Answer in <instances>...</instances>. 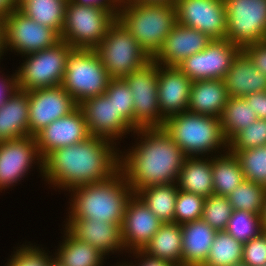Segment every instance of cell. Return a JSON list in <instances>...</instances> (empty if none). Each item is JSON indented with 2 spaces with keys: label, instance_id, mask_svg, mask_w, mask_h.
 Instances as JSON below:
<instances>
[{
  "label": "cell",
  "instance_id": "obj_43",
  "mask_svg": "<svg viewBox=\"0 0 266 266\" xmlns=\"http://www.w3.org/2000/svg\"><path fill=\"white\" fill-rule=\"evenodd\" d=\"M242 262L248 266L266 265V232L243 243Z\"/></svg>",
  "mask_w": 266,
  "mask_h": 266
},
{
  "label": "cell",
  "instance_id": "obj_18",
  "mask_svg": "<svg viewBox=\"0 0 266 266\" xmlns=\"http://www.w3.org/2000/svg\"><path fill=\"white\" fill-rule=\"evenodd\" d=\"M62 228L72 237L95 247L106 258L114 255L123 256L126 251L121 237V226L102 220L65 218ZM123 254V255H122Z\"/></svg>",
  "mask_w": 266,
  "mask_h": 266
},
{
  "label": "cell",
  "instance_id": "obj_3",
  "mask_svg": "<svg viewBox=\"0 0 266 266\" xmlns=\"http://www.w3.org/2000/svg\"><path fill=\"white\" fill-rule=\"evenodd\" d=\"M133 194L124 174L119 171L105 181L69 191L65 218L95 219L121 226L125 208Z\"/></svg>",
  "mask_w": 266,
  "mask_h": 266
},
{
  "label": "cell",
  "instance_id": "obj_44",
  "mask_svg": "<svg viewBox=\"0 0 266 266\" xmlns=\"http://www.w3.org/2000/svg\"><path fill=\"white\" fill-rule=\"evenodd\" d=\"M242 51L250 58L254 66L266 75V40L246 46Z\"/></svg>",
  "mask_w": 266,
  "mask_h": 266
},
{
  "label": "cell",
  "instance_id": "obj_13",
  "mask_svg": "<svg viewBox=\"0 0 266 266\" xmlns=\"http://www.w3.org/2000/svg\"><path fill=\"white\" fill-rule=\"evenodd\" d=\"M35 167L39 172V177L43 179V160L38 152L35 136L29 135L10 141L0 142L1 193L21 184L26 177L28 178V173L34 171L33 169Z\"/></svg>",
  "mask_w": 266,
  "mask_h": 266
},
{
  "label": "cell",
  "instance_id": "obj_42",
  "mask_svg": "<svg viewBox=\"0 0 266 266\" xmlns=\"http://www.w3.org/2000/svg\"><path fill=\"white\" fill-rule=\"evenodd\" d=\"M264 145H266V119H257L228 142V150H248Z\"/></svg>",
  "mask_w": 266,
  "mask_h": 266
},
{
  "label": "cell",
  "instance_id": "obj_56",
  "mask_svg": "<svg viewBox=\"0 0 266 266\" xmlns=\"http://www.w3.org/2000/svg\"><path fill=\"white\" fill-rule=\"evenodd\" d=\"M233 266H248V265L247 264H244L243 262H241V263L235 264Z\"/></svg>",
  "mask_w": 266,
  "mask_h": 266
},
{
  "label": "cell",
  "instance_id": "obj_36",
  "mask_svg": "<svg viewBox=\"0 0 266 266\" xmlns=\"http://www.w3.org/2000/svg\"><path fill=\"white\" fill-rule=\"evenodd\" d=\"M240 164L245 180L266 187V145L248 150H229Z\"/></svg>",
  "mask_w": 266,
  "mask_h": 266
},
{
  "label": "cell",
  "instance_id": "obj_15",
  "mask_svg": "<svg viewBox=\"0 0 266 266\" xmlns=\"http://www.w3.org/2000/svg\"><path fill=\"white\" fill-rule=\"evenodd\" d=\"M240 51L227 39H213L203 51L185 58L177 67L191 81L223 79Z\"/></svg>",
  "mask_w": 266,
  "mask_h": 266
},
{
  "label": "cell",
  "instance_id": "obj_14",
  "mask_svg": "<svg viewBox=\"0 0 266 266\" xmlns=\"http://www.w3.org/2000/svg\"><path fill=\"white\" fill-rule=\"evenodd\" d=\"M78 107L82 111L91 136L110 140L119 146L120 143H124V138L127 139V136H131L135 131L116 111L112 98L106 93L88 98L78 104Z\"/></svg>",
  "mask_w": 266,
  "mask_h": 266
},
{
  "label": "cell",
  "instance_id": "obj_31",
  "mask_svg": "<svg viewBox=\"0 0 266 266\" xmlns=\"http://www.w3.org/2000/svg\"><path fill=\"white\" fill-rule=\"evenodd\" d=\"M67 0H19L18 9L32 20L62 33Z\"/></svg>",
  "mask_w": 266,
  "mask_h": 266
},
{
  "label": "cell",
  "instance_id": "obj_48",
  "mask_svg": "<svg viewBox=\"0 0 266 266\" xmlns=\"http://www.w3.org/2000/svg\"><path fill=\"white\" fill-rule=\"evenodd\" d=\"M70 1L78 5L99 7L101 9L111 11L116 17L119 11V5L114 0H70Z\"/></svg>",
  "mask_w": 266,
  "mask_h": 266
},
{
  "label": "cell",
  "instance_id": "obj_47",
  "mask_svg": "<svg viewBox=\"0 0 266 266\" xmlns=\"http://www.w3.org/2000/svg\"><path fill=\"white\" fill-rule=\"evenodd\" d=\"M0 69L2 70L3 67L1 66ZM1 70H0V106L5 102L7 97L16 88L15 72H12V74L9 73L5 74V72Z\"/></svg>",
  "mask_w": 266,
  "mask_h": 266
},
{
  "label": "cell",
  "instance_id": "obj_23",
  "mask_svg": "<svg viewBox=\"0 0 266 266\" xmlns=\"http://www.w3.org/2000/svg\"><path fill=\"white\" fill-rule=\"evenodd\" d=\"M229 97H246L258 91H266V75L259 71L241 50L232 61L223 78Z\"/></svg>",
  "mask_w": 266,
  "mask_h": 266
},
{
  "label": "cell",
  "instance_id": "obj_7",
  "mask_svg": "<svg viewBox=\"0 0 266 266\" xmlns=\"http://www.w3.org/2000/svg\"><path fill=\"white\" fill-rule=\"evenodd\" d=\"M109 81L107 70L94 49L71 50L61 86L77 105L88 98L104 94Z\"/></svg>",
  "mask_w": 266,
  "mask_h": 266
},
{
  "label": "cell",
  "instance_id": "obj_9",
  "mask_svg": "<svg viewBox=\"0 0 266 266\" xmlns=\"http://www.w3.org/2000/svg\"><path fill=\"white\" fill-rule=\"evenodd\" d=\"M116 20L111 11L67 0L60 40L73 48L95 49Z\"/></svg>",
  "mask_w": 266,
  "mask_h": 266
},
{
  "label": "cell",
  "instance_id": "obj_12",
  "mask_svg": "<svg viewBox=\"0 0 266 266\" xmlns=\"http://www.w3.org/2000/svg\"><path fill=\"white\" fill-rule=\"evenodd\" d=\"M3 21L7 54L12 52L21 57L53 47L60 41V35L55 30L32 20L18 8L9 12Z\"/></svg>",
  "mask_w": 266,
  "mask_h": 266
},
{
  "label": "cell",
  "instance_id": "obj_46",
  "mask_svg": "<svg viewBox=\"0 0 266 266\" xmlns=\"http://www.w3.org/2000/svg\"><path fill=\"white\" fill-rule=\"evenodd\" d=\"M255 111L258 119H266V91H258L244 97Z\"/></svg>",
  "mask_w": 266,
  "mask_h": 266
},
{
  "label": "cell",
  "instance_id": "obj_11",
  "mask_svg": "<svg viewBox=\"0 0 266 266\" xmlns=\"http://www.w3.org/2000/svg\"><path fill=\"white\" fill-rule=\"evenodd\" d=\"M123 79L134 98V129L162 127L165 118L158 104V64L152 59Z\"/></svg>",
  "mask_w": 266,
  "mask_h": 266
},
{
  "label": "cell",
  "instance_id": "obj_17",
  "mask_svg": "<svg viewBox=\"0 0 266 266\" xmlns=\"http://www.w3.org/2000/svg\"><path fill=\"white\" fill-rule=\"evenodd\" d=\"M29 95V135L35 136L54 120L71 113L78 105L61 86L35 89Z\"/></svg>",
  "mask_w": 266,
  "mask_h": 266
},
{
  "label": "cell",
  "instance_id": "obj_41",
  "mask_svg": "<svg viewBox=\"0 0 266 266\" xmlns=\"http://www.w3.org/2000/svg\"><path fill=\"white\" fill-rule=\"evenodd\" d=\"M205 197L178 190L174 210V223L183 224L202 218Z\"/></svg>",
  "mask_w": 266,
  "mask_h": 266
},
{
  "label": "cell",
  "instance_id": "obj_54",
  "mask_svg": "<svg viewBox=\"0 0 266 266\" xmlns=\"http://www.w3.org/2000/svg\"><path fill=\"white\" fill-rule=\"evenodd\" d=\"M48 266H64L54 256L49 260Z\"/></svg>",
  "mask_w": 266,
  "mask_h": 266
},
{
  "label": "cell",
  "instance_id": "obj_6",
  "mask_svg": "<svg viewBox=\"0 0 266 266\" xmlns=\"http://www.w3.org/2000/svg\"><path fill=\"white\" fill-rule=\"evenodd\" d=\"M72 49L68 43L60 40L53 47L21 56L23 62L13 70L16 88L29 92L61 85Z\"/></svg>",
  "mask_w": 266,
  "mask_h": 266
},
{
  "label": "cell",
  "instance_id": "obj_52",
  "mask_svg": "<svg viewBox=\"0 0 266 266\" xmlns=\"http://www.w3.org/2000/svg\"><path fill=\"white\" fill-rule=\"evenodd\" d=\"M261 221H262V229L266 232V194L264 198V205H263V211L261 214Z\"/></svg>",
  "mask_w": 266,
  "mask_h": 266
},
{
  "label": "cell",
  "instance_id": "obj_20",
  "mask_svg": "<svg viewBox=\"0 0 266 266\" xmlns=\"http://www.w3.org/2000/svg\"><path fill=\"white\" fill-rule=\"evenodd\" d=\"M82 111L77 106L71 113L54 120L35 135L42 159L51 151L74 145L90 137Z\"/></svg>",
  "mask_w": 266,
  "mask_h": 266
},
{
  "label": "cell",
  "instance_id": "obj_26",
  "mask_svg": "<svg viewBox=\"0 0 266 266\" xmlns=\"http://www.w3.org/2000/svg\"><path fill=\"white\" fill-rule=\"evenodd\" d=\"M181 229L182 266H202L217 231L202 218L181 224Z\"/></svg>",
  "mask_w": 266,
  "mask_h": 266
},
{
  "label": "cell",
  "instance_id": "obj_51",
  "mask_svg": "<svg viewBox=\"0 0 266 266\" xmlns=\"http://www.w3.org/2000/svg\"><path fill=\"white\" fill-rule=\"evenodd\" d=\"M138 3H175V0H133Z\"/></svg>",
  "mask_w": 266,
  "mask_h": 266
},
{
  "label": "cell",
  "instance_id": "obj_55",
  "mask_svg": "<svg viewBox=\"0 0 266 266\" xmlns=\"http://www.w3.org/2000/svg\"><path fill=\"white\" fill-rule=\"evenodd\" d=\"M119 6L122 4H126L132 2L133 0H114Z\"/></svg>",
  "mask_w": 266,
  "mask_h": 266
},
{
  "label": "cell",
  "instance_id": "obj_24",
  "mask_svg": "<svg viewBox=\"0 0 266 266\" xmlns=\"http://www.w3.org/2000/svg\"><path fill=\"white\" fill-rule=\"evenodd\" d=\"M29 95L15 88L0 106V142L29 136Z\"/></svg>",
  "mask_w": 266,
  "mask_h": 266
},
{
  "label": "cell",
  "instance_id": "obj_33",
  "mask_svg": "<svg viewBox=\"0 0 266 266\" xmlns=\"http://www.w3.org/2000/svg\"><path fill=\"white\" fill-rule=\"evenodd\" d=\"M257 119L255 111L244 97H229L220 118L221 129L227 142Z\"/></svg>",
  "mask_w": 266,
  "mask_h": 266
},
{
  "label": "cell",
  "instance_id": "obj_29",
  "mask_svg": "<svg viewBox=\"0 0 266 266\" xmlns=\"http://www.w3.org/2000/svg\"><path fill=\"white\" fill-rule=\"evenodd\" d=\"M142 251L151 257L182 266L181 225L163 223Z\"/></svg>",
  "mask_w": 266,
  "mask_h": 266
},
{
  "label": "cell",
  "instance_id": "obj_49",
  "mask_svg": "<svg viewBox=\"0 0 266 266\" xmlns=\"http://www.w3.org/2000/svg\"><path fill=\"white\" fill-rule=\"evenodd\" d=\"M19 0H0V18L18 7Z\"/></svg>",
  "mask_w": 266,
  "mask_h": 266
},
{
  "label": "cell",
  "instance_id": "obj_16",
  "mask_svg": "<svg viewBox=\"0 0 266 266\" xmlns=\"http://www.w3.org/2000/svg\"><path fill=\"white\" fill-rule=\"evenodd\" d=\"M177 23L197 29L212 39H225L224 0H175Z\"/></svg>",
  "mask_w": 266,
  "mask_h": 266
},
{
  "label": "cell",
  "instance_id": "obj_8",
  "mask_svg": "<svg viewBox=\"0 0 266 266\" xmlns=\"http://www.w3.org/2000/svg\"><path fill=\"white\" fill-rule=\"evenodd\" d=\"M94 50L110 79H123L152 60L118 20Z\"/></svg>",
  "mask_w": 266,
  "mask_h": 266
},
{
  "label": "cell",
  "instance_id": "obj_5",
  "mask_svg": "<svg viewBox=\"0 0 266 266\" xmlns=\"http://www.w3.org/2000/svg\"><path fill=\"white\" fill-rule=\"evenodd\" d=\"M162 128L186 157L214 156L228 150L218 117L185 111L167 117Z\"/></svg>",
  "mask_w": 266,
  "mask_h": 266
},
{
  "label": "cell",
  "instance_id": "obj_38",
  "mask_svg": "<svg viewBox=\"0 0 266 266\" xmlns=\"http://www.w3.org/2000/svg\"><path fill=\"white\" fill-rule=\"evenodd\" d=\"M225 231L242 243L248 242L263 231L261 215L233 210Z\"/></svg>",
  "mask_w": 266,
  "mask_h": 266
},
{
  "label": "cell",
  "instance_id": "obj_45",
  "mask_svg": "<svg viewBox=\"0 0 266 266\" xmlns=\"http://www.w3.org/2000/svg\"><path fill=\"white\" fill-rule=\"evenodd\" d=\"M127 254L129 258H134L132 260L130 259V262L134 266H176L171 262L151 257L144 253L142 250L129 252Z\"/></svg>",
  "mask_w": 266,
  "mask_h": 266
},
{
  "label": "cell",
  "instance_id": "obj_2",
  "mask_svg": "<svg viewBox=\"0 0 266 266\" xmlns=\"http://www.w3.org/2000/svg\"><path fill=\"white\" fill-rule=\"evenodd\" d=\"M131 137L135 143L120 149V171L132 192L176 183L186 155L169 134L162 127L139 128Z\"/></svg>",
  "mask_w": 266,
  "mask_h": 266
},
{
  "label": "cell",
  "instance_id": "obj_10",
  "mask_svg": "<svg viewBox=\"0 0 266 266\" xmlns=\"http://www.w3.org/2000/svg\"><path fill=\"white\" fill-rule=\"evenodd\" d=\"M226 36L241 50L266 40V0H224Z\"/></svg>",
  "mask_w": 266,
  "mask_h": 266
},
{
  "label": "cell",
  "instance_id": "obj_27",
  "mask_svg": "<svg viewBox=\"0 0 266 266\" xmlns=\"http://www.w3.org/2000/svg\"><path fill=\"white\" fill-rule=\"evenodd\" d=\"M176 184L179 190L205 198L214 194L211 156L186 157Z\"/></svg>",
  "mask_w": 266,
  "mask_h": 266
},
{
  "label": "cell",
  "instance_id": "obj_35",
  "mask_svg": "<svg viewBox=\"0 0 266 266\" xmlns=\"http://www.w3.org/2000/svg\"><path fill=\"white\" fill-rule=\"evenodd\" d=\"M266 187L244 180L227 197L233 210L261 215L263 211Z\"/></svg>",
  "mask_w": 266,
  "mask_h": 266
},
{
  "label": "cell",
  "instance_id": "obj_30",
  "mask_svg": "<svg viewBox=\"0 0 266 266\" xmlns=\"http://www.w3.org/2000/svg\"><path fill=\"white\" fill-rule=\"evenodd\" d=\"M211 163L214 194L228 196L245 180L237 156L229 150L211 156Z\"/></svg>",
  "mask_w": 266,
  "mask_h": 266
},
{
  "label": "cell",
  "instance_id": "obj_19",
  "mask_svg": "<svg viewBox=\"0 0 266 266\" xmlns=\"http://www.w3.org/2000/svg\"><path fill=\"white\" fill-rule=\"evenodd\" d=\"M163 223L133 194L125 208L121 237L126 253L143 250Z\"/></svg>",
  "mask_w": 266,
  "mask_h": 266
},
{
  "label": "cell",
  "instance_id": "obj_21",
  "mask_svg": "<svg viewBox=\"0 0 266 266\" xmlns=\"http://www.w3.org/2000/svg\"><path fill=\"white\" fill-rule=\"evenodd\" d=\"M212 40L206 33L176 23L153 60L165 66H178L185 58L203 51Z\"/></svg>",
  "mask_w": 266,
  "mask_h": 266
},
{
  "label": "cell",
  "instance_id": "obj_39",
  "mask_svg": "<svg viewBox=\"0 0 266 266\" xmlns=\"http://www.w3.org/2000/svg\"><path fill=\"white\" fill-rule=\"evenodd\" d=\"M233 208L227 196L212 194L205 198L202 219L216 231H225Z\"/></svg>",
  "mask_w": 266,
  "mask_h": 266
},
{
  "label": "cell",
  "instance_id": "obj_28",
  "mask_svg": "<svg viewBox=\"0 0 266 266\" xmlns=\"http://www.w3.org/2000/svg\"><path fill=\"white\" fill-rule=\"evenodd\" d=\"M61 241L53 249V256L64 266H105L107 259L95 247L72 237L60 229Z\"/></svg>",
  "mask_w": 266,
  "mask_h": 266
},
{
  "label": "cell",
  "instance_id": "obj_50",
  "mask_svg": "<svg viewBox=\"0 0 266 266\" xmlns=\"http://www.w3.org/2000/svg\"><path fill=\"white\" fill-rule=\"evenodd\" d=\"M6 53L7 52H6V47H5V27H4V21H3V18H0V65H1V61H3L2 59H4L5 56L7 57V54Z\"/></svg>",
  "mask_w": 266,
  "mask_h": 266
},
{
  "label": "cell",
  "instance_id": "obj_32",
  "mask_svg": "<svg viewBox=\"0 0 266 266\" xmlns=\"http://www.w3.org/2000/svg\"><path fill=\"white\" fill-rule=\"evenodd\" d=\"M178 190L176 183L153 185L139 190L136 195L162 223H173Z\"/></svg>",
  "mask_w": 266,
  "mask_h": 266
},
{
  "label": "cell",
  "instance_id": "obj_25",
  "mask_svg": "<svg viewBox=\"0 0 266 266\" xmlns=\"http://www.w3.org/2000/svg\"><path fill=\"white\" fill-rule=\"evenodd\" d=\"M228 98L223 79L192 81L187 111L221 118Z\"/></svg>",
  "mask_w": 266,
  "mask_h": 266
},
{
  "label": "cell",
  "instance_id": "obj_40",
  "mask_svg": "<svg viewBox=\"0 0 266 266\" xmlns=\"http://www.w3.org/2000/svg\"><path fill=\"white\" fill-rule=\"evenodd\" d=\"M105 93L112 98L116 111L134 128V98L124 79H110Z\"/></svg>",
  "mask_w": 266,
  "mask_h": 266
},
{
  "label": "cell",
  "instance_id": "obj_53",
  "mask_svg": "<svg viewBox=\"0 0 266 266\" xmlns=\"http://www.w3.org/2000/svg\"><path fill=\"white\" fill-rule=\"evenodd\" d=\"M110 266H134V265L128 260V257H127V261H126V258L124 261L117 260L116 263H114L113 265L111 264Z\"/></svg>",
  "mask_w": 266,
  "mask_h": 266
},
{
  "label": "cell",
  "instance_id": "obj_4",
  "mask_svg": "<svg viewBox=\"0 0 266 266\" xmlns=\"http://www.w3.org/2000/svg\"><path fill=\"white\" fill-rule=\"evenodd\" d=\"M117 20L153 59L177 23L174 3L129 2L119 6Z\"/></svg>",
  "mask_w": 266,
  "mask_h": 266
},
{
  "label": "cell",
  "instance_id": "obj_34",
  "mask_svg": "<svg viewBox=\"0 0 266 266\" xmlns=\"http://www.w3.org/2000/svg\"><path fill=\"white\" fill-rule=\"evenodd\" d=\"M243 243L226 231H217L202 266H233L242 262Z\"/></svg>",
  "mask_w": 266,
  "mask_h": 266
},
{
  "label": "cell",
  "instance_id": "obj_37",
  "mask_svg": "<svg viewBox=\"0 0 266 266\" xmlns=\"http://www.w3.org/2000/svg\"><path fill=\"white\" fill-rule=\"evenodd\" d=\"M16 245L11 255H8L4 266H48L49 260L53 257V253L48 248L36 242L25 240L22 245L19 243Z\"/></svg>",
  "mask_w": 266,
  "mask_h": 266
},
{
  "label": "cell",
  "instance_id": "obj_1",
  "mask_svg": "<svg viewBox=\"0 0 266 266\" xmlns=\"http://www.w3.org/2000/svg\"><path fill=\"white\" fill-rule=\"evenodd\" d=\"M112 141L90 136L87 140L49 152L42 160V176L49 189H72L112 178L120 171V148ZM50 185V186H49Z\"/></svg>",
  "mask_w": 266,
  "mask_h": 266
},
{
  "label": "cell",
  "instance_id": "obj_22",
  "mask_svg": "<svg viewBox=\"0 0 266 266\" xmlns=\"http://www.w3.org/2000/svg\"><path fill=\"white\" fill-rule=\"evenodd\" d=\"M191 85L177 66L158 64V104L165 119L188 110Z\"/></svg>",
  "mask_w": 266,
  "mask_h": 266
}]
</instances>
